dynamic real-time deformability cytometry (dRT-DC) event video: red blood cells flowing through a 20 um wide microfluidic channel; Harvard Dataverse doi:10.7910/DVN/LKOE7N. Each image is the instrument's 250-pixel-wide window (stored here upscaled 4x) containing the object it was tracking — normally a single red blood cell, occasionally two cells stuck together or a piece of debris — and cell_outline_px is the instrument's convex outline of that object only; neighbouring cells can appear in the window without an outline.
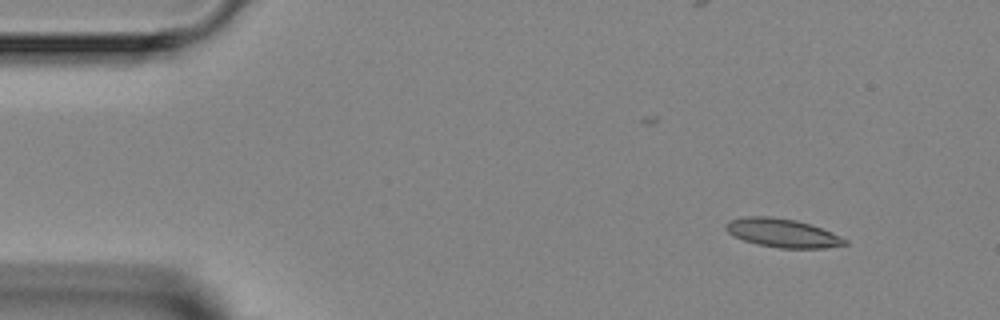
{"species": "Egyptian fruit bat (a non-hibernating species)", "species_latin": "Rousettus aegyptiacus", "temperature_condition": "room temperature", "stored_images_in_passage": 6, "camera_frame_rate_fps": 3000, "um_per_image_px": 0.085, "animal": {"sex": "female"}, "frame": {"image": 1, "passage_image": 1, "time_ms": 0.0, "image_size_px": [1000, 320], "cell_outline_px": [[848, 244], [824, 248], [780, 248], [756, 244], [744, 240], [728, 232], [724, 228], [724, 224], [728, 220], [744, 216], [772, 216], [796, 220], [832, 232], [848, 240]], "centroid_in_image_um": [66.48, 19.79], "position_along_channel_um": 18.5, "area_um2": 19.88}}
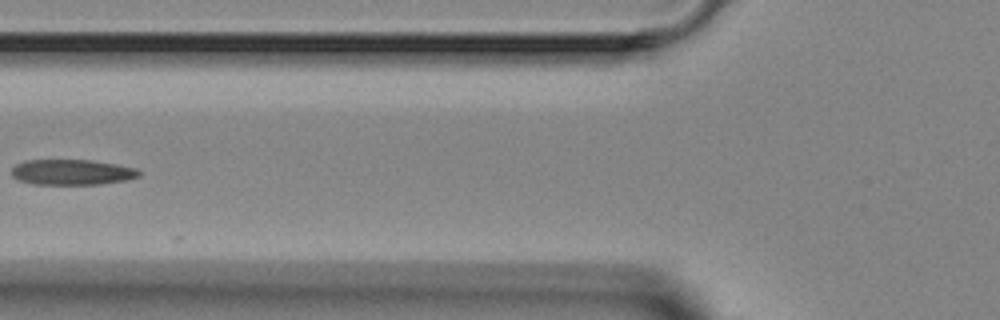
{"frame": {"image": 2, "passage_image": 5, "time_ms": 4.667, "image_size_px": [1000, 320], "cell_outline_px": [[140, 176], [124, 180], [100, 184], [32, 184], [16, 180], [12, 176], [12, 168], [16, 164], [24, 160], [92, 160], [116, 164], [136, 168], [140, 172]], "centroid_in_image_um": [6.08, 14.63], "position_along_channel_um": 119.7, "area_um2": 18.96}}
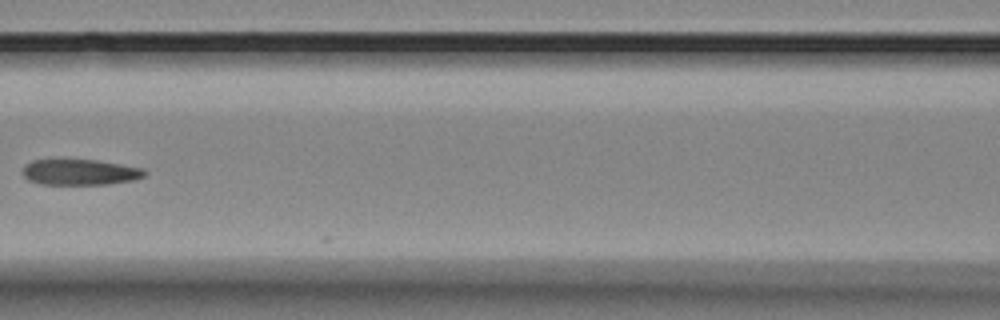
{"frame": {"image": 3, "passage_image": 6, "time_ms": 5.667, "image_size_px": [1000, 320], "cell_outline_px": [[148, 172], [144, 176], [132, 180], [104, 184], [40, 184], [28, 180], [24, 176], [24, 164], [32, 160], [96, 160], [144, 168]], "centroid_in_image_um": [6.8, 14.63], "position_along_channel_um": 159.8, "area_um2": 18.15}}